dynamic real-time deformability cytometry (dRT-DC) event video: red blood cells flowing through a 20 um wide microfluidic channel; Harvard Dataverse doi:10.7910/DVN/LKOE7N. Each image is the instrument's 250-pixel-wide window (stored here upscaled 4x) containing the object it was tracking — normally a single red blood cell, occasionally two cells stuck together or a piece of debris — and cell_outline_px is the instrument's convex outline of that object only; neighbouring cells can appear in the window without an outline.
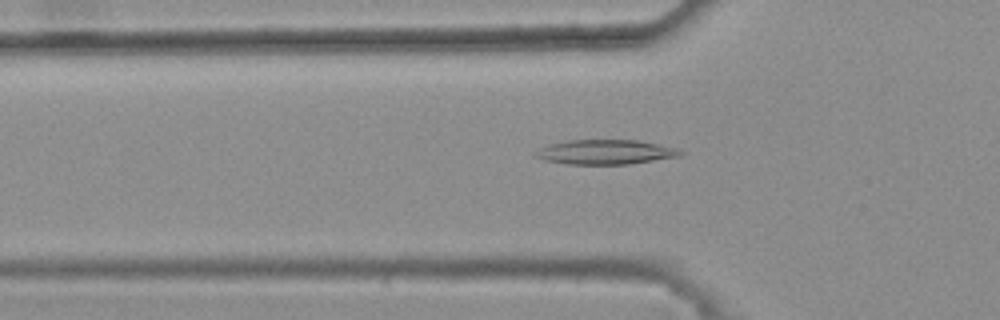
{"species": "common noctule bat (a hibernating species)", "species_latin": "Nyctalus noctula", "temperature_condition": "warm", "stored_images_in_passage": 47, "camera_frame_rate_fps": 3000, "um_per_image_px": 0.085, "animal": {"sex": "female", "body_mass_g": 25.1}, "frame": {"image": 1, "passage_image": 17, "time_ms": 5.333, "image_size_px": [1000, 320], "cell_outline_px": [[684, 152], [680, 156], [628, 164], [564, 164], [544, 160], [532, 156], [540, 148], [548, 144], [568, 140], [640, 140], [680, 148]], "centroid_in_image_um": [51.47, 12.92], "position_along_channel_um": 74.3, "area_um2": 20.98}}
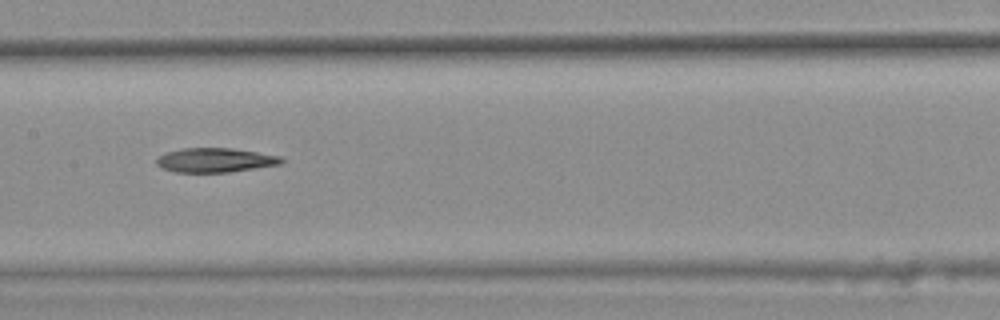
{"frame": {"image": 2, "passage_image": 26, "time_ms": 8.333, "image_size_px": [1000, 320], "cell_outline_px": [[284, 160], [280, 164], [228, 172], [176, 172], [164, 168], [156, 164], [156, 160], [164, 152], [184, 148], [232, 148], [280, 156]], "centroid_in_image_um": [18.27, 13.6], "position_along_channel_um": 189.1, "area_um2": 17.46}}
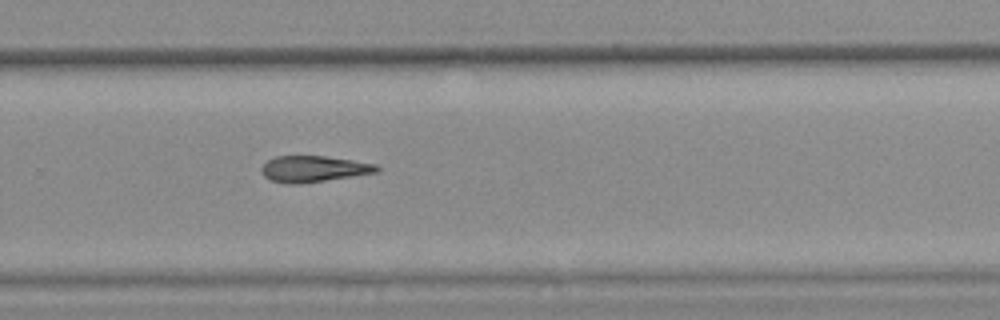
{"frame": {"image": 3, "passage_image": 35, "time_ms": 11.333, "image_size_px": [1000, 320], "cell_outline_px": [[380, 172], [300, 184], [284, 184], [272, 180], [264, 176], [260, 168], [268, 160], [276, 156], [324, 156], [352, 160], [376, 164], [380, 168]], "centroid_in_image_um": [26.67, 14.36], "position_along_channel_um": 303.1, "area_um2": 17.63}}